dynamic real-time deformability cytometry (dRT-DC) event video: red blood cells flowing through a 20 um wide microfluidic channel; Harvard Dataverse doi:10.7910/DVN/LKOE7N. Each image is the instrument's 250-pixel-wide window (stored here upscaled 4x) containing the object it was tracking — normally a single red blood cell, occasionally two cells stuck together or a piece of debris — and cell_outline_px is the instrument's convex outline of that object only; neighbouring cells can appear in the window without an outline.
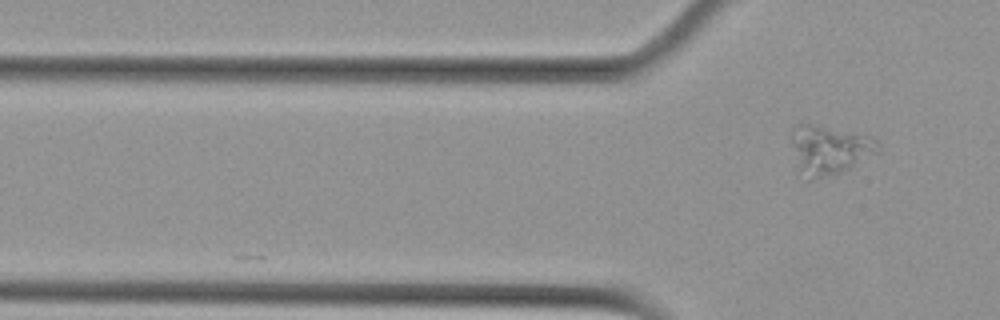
{"species": "Egyptian fruit bat (a non-hibernating species)", "species_latin": "Rousettus aegyptiacus", "temperature_condition": "cold", "stored_images_in_passage": 2, "camera_frame_rate_fps": 3000, "um_per_image_px": 0.085, "animal": {"sex": "female"}, "frame": {"image": 1, "passage_image": 2, "time_ms": 0.333, "image_size_px": [1000, 320], "cell_outline_px": [[880, 152], [852, 168], [840, 172], [816, 176], [800, 168], [792, 144], [792, 124], [816, 124], [872, 136], [880, 144]], "centroid_in_image_um": [70.61, 12.63], "position_along_channel_um": 55.2, "area_um2": 23.99}}